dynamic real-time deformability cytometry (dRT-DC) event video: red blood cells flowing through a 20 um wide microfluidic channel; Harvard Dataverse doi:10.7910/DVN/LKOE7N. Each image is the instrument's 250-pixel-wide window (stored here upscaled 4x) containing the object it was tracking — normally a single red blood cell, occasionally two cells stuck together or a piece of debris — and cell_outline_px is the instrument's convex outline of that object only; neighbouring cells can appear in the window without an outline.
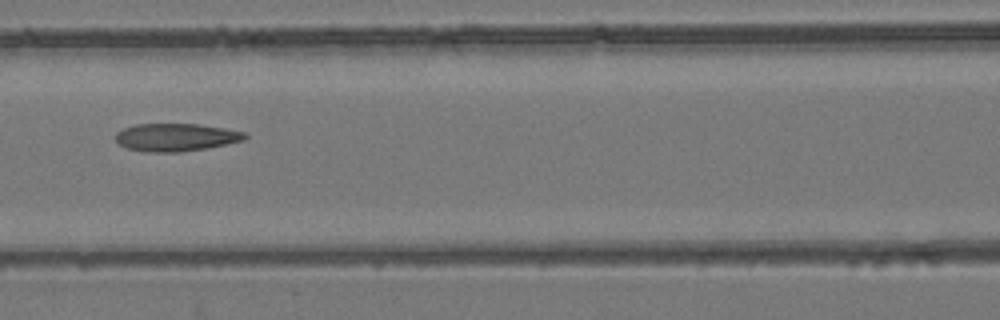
{"species": "common noctule bat (a hibernating species)", "species_latin": "Nyctalus noctula", "temperature_condition": "room temperature", "stored_images_in_passage": 8, "camera_frame_rate_fps": 3000, "um_per_image_px": 0.085, "animal": {"sex": "female", "body_mass_g": 24.6, "forearm_length_mm": 56.2}, "frame": {"image": 1, "passage_image": 8, "time_ms": 2.333, "image_size_px": [1000, 320], "cell_outline_px": [[248, 136], [244, 140], [204, 148], [180, 152], [148, 152], [128, 148], [120, 144], [116, 140], [116, 132], [124, 128], [136, 124], [196, 124], [224, 128], [244, 132]], "centroid_in_image_um": [14.93, 11.66], "position_along_channel_um": 151.7, "area_um2": 20.63}}